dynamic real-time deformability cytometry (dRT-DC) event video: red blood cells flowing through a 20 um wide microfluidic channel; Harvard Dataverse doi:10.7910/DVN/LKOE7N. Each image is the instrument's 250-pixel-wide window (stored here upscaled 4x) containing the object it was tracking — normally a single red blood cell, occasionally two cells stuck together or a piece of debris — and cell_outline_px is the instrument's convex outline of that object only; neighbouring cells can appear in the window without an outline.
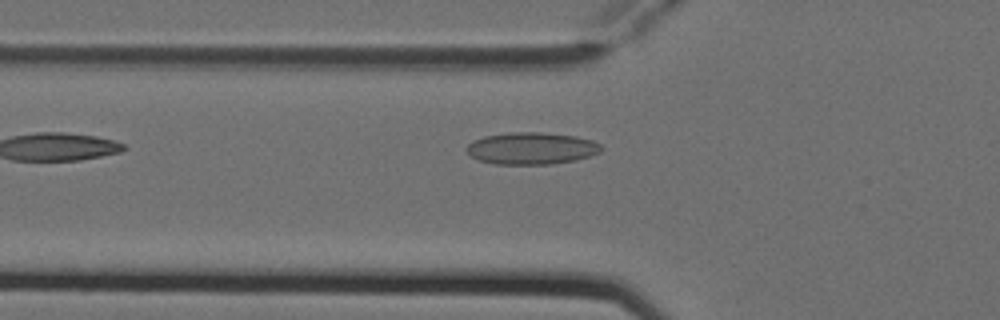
{"species": "Egyptian fruit bat (a non-hibernating species)", "species_latin": "Rousettus aegyptiacus", "temperature_condition": "cold", "stored_images_in_passage": 2, "camera_frame_rate_fps": 3000, "um_per_image_px": 0.085, "animal": {"sex": "female"}, "frame": {"image": 1, "passage_image": 2, "time_ms": 0.333, "image_size_px": [1000, 320], "cell_outline_px": [[604, 148], [600, 152], [576, 160], [552, 164], [496, 164], [480, 160], [472, 156], [464, 148], [468, 144], [484, 136], [512, 132], [540, 132], [576, 136], [592, 140], [600, 144]], "centroid_in_image_um": [45.2, 12.6], "position_along_channel_um": 80.6, "area_um2": 25.03}}